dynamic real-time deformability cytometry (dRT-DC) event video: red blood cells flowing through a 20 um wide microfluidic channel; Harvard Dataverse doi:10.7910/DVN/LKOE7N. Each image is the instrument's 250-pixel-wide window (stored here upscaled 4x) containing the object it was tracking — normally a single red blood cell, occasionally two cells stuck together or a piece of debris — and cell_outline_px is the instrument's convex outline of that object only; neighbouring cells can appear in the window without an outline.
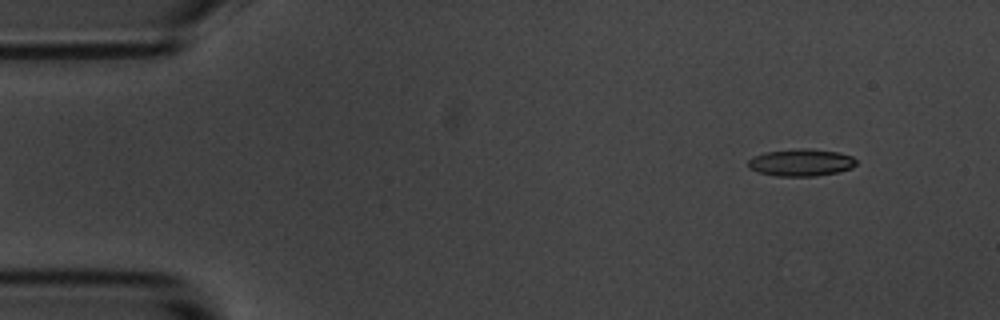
{"species": "common noctule bat (a hibernating species)", "species_latin": "Nyctalus noctula", "temperature_condition": "room temperature", "stored_images_in_passage": 5, "camera_frame_rate_fps": 3000, "um_per_image_px": 0.085, "animal": {"sex": "male", "body_mass_g": 20.1, "forearm_length_mm": 53.5}, "frame": {"image": 1, "passage_image": 2, "time_ms": 1.333, "image_size_px": [1000, 320], "cell_outline_px": [[856, 164], [852, 168], [840, 172], [816, 176], [776, 176], [760, 172], [748, 168], [748, 160], [752, 156], [764, 152], [796, 148], [808, 148], [840, 152], [852, 156], [856, 160]], "centroid_in_image_um": [68.1, 13.8], "position_along_channel_um": 16.9, "area_um2": 17.4}}
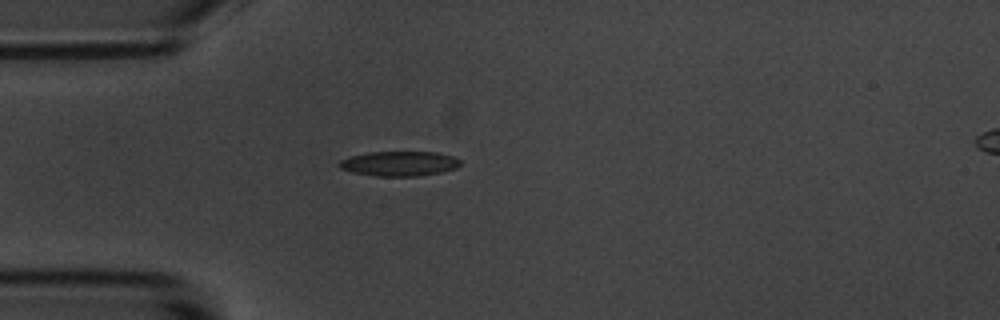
{"frame": {"image": 2, "passage_image": 5, "time_ms": 4.667, "image_size_px": [1000, 320], "cell_outline_px": [[460, 164], [456, 168], [440, 172], [416, 176], [376, 176], [352, 172], [340, 168], [336, 164], [340, 160], [348, 156], [368, 152], [436, 152], [452, 156], [460, 160]], "centroid_in_image_um": [33.88, 13.9], "position_along_channel_um": 51.1, "area_um2": 17.51}}